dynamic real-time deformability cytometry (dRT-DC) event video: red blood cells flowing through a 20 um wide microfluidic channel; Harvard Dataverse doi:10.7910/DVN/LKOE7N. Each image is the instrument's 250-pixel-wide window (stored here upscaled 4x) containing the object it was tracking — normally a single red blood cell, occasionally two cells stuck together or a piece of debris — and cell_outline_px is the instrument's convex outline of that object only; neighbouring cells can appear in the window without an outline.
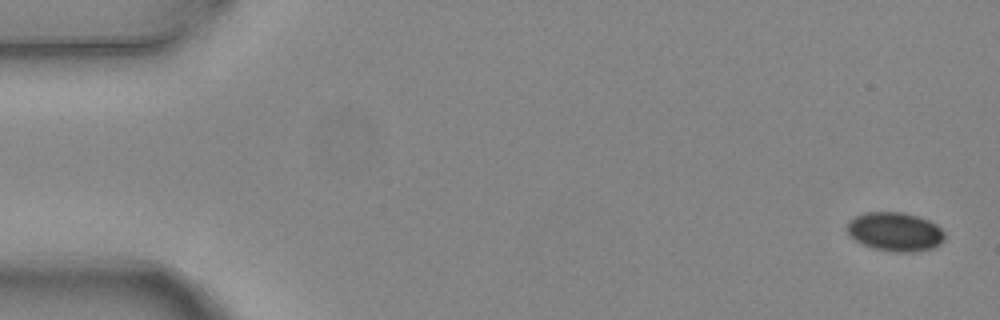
{"species": "common noctule bat (a hibernating species)", "species_latin": "Nyctalus noctula", "temperature_condition": "warm", "stored_images_in_passage": 4, "camera_frame_rate_fps": 3000, "um_per_image_px": 0.085, "animal": {"sex": "female", "body_mass_g": 24.6, "forearm_length_mm": 56.2}, "frame": {"image": 1, "passage_image": 1, "time_ms": 0.0, "image_size_px": [1000, 320], "cell_outline_px": [[944, 240], [940, 244], [932, 248], [912, 252], [892, 252], [872, 248], [856, 240], [848, 232], [848, 220], [864, 212], [904, 212], [928, 220], [936, 224], [944, 232]], "centroid_in_image_um": [76.09, 19.69], "position_along_channel_um": 8.9, "area_um2": 22.02}}